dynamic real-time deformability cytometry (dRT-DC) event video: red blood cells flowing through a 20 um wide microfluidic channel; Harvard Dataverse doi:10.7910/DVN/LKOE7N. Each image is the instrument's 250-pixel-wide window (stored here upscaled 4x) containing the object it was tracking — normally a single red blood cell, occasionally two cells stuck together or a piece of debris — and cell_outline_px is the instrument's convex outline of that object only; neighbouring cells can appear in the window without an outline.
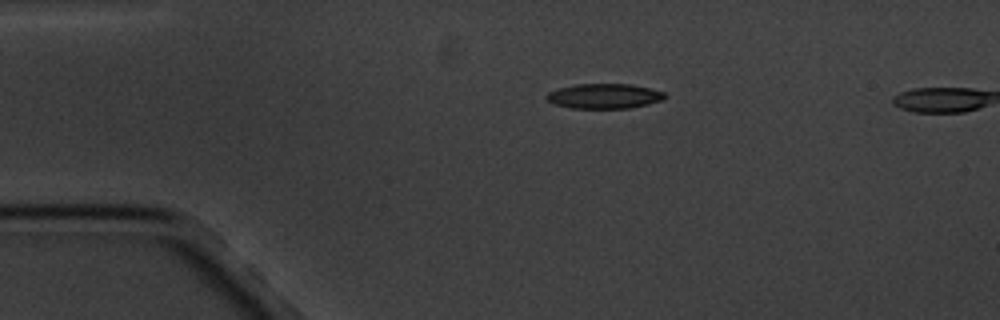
{"species": "common noctule bat (a hibernating species)", "species_latin": "Nyctalus noctula", "temperature_condition": "cold", "stored_images_in_passage": 2, "camera_frame_rate_fps": 3000, "um_per_image_px": 0.085, "animal": {"sex": "male", "body_mass_g": 20.1, "forearm_length_mm": 53.5}, "frame": {"image": 1, "passage_image": 1, "time_ms": 0.0, "image_size_px": [1000, 320], "cell_outline_px": [[668, 96], [664, 100], [648, 104], [628, 108], [572, 108], [556, 104], [544, 100], [544, 96], [548, 92], [560, 88], [576, 84], [632, 84], [664, 92]], "centroid_in_image_um": [51.36, 8.17], "position_along_channel_um": 33.6, "area_um2": 17.22}}